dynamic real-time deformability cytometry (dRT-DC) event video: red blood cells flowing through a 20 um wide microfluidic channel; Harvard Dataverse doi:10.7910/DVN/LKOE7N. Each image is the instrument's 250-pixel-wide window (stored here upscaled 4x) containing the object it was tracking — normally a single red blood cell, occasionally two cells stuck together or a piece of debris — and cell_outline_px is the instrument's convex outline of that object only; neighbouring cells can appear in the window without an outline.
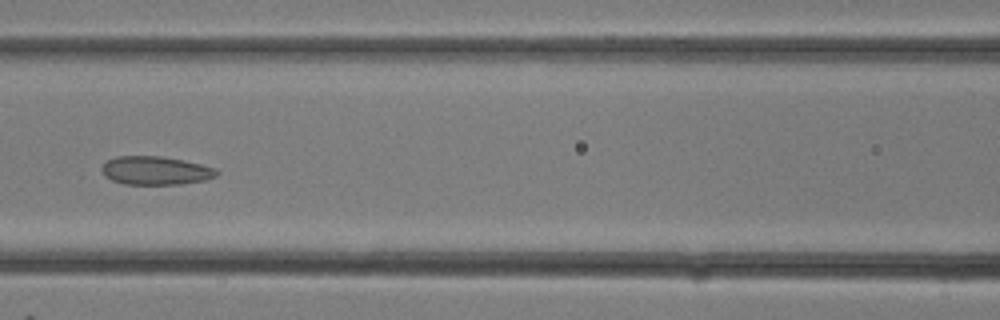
{"species": "common noctule bat (a hibernating species)", "species_latin": "Nyctalus noctula", "temperature_condition": "room temperature", "stored_images_in_passage": 28, "camera_frame_rate_fps": 3000, "um_per_image_px": 0.085, "animal": {"sex": "female"}, "frame": {"image": 1, "passage_image": 13, "time_ms": 4.0, "image_size_px": [1000, 320], "cell_outline_px": [[220, 172], [216, 176], [204, 180], [180, 184], [124, 184], [112, 180], [104, 176], [100, 168], [108, 160], [116, 156], [160, 156], [184, 160], [216, 168]], "centroid_in_image_um": [13.22, 14.49], "position_along_channel_um": 153.4, "area_um2": 19.07}}
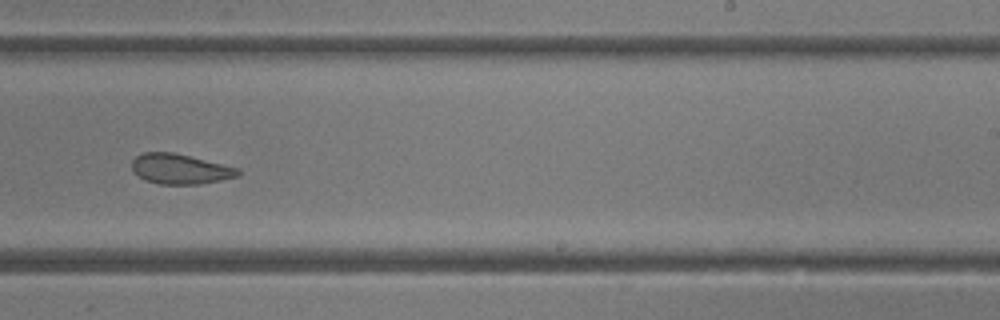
{"frame": {"image": 2, "passage_image": 18, "time_ms": 5.667, "image_size_px": [1000, 320], "cell_outline_px": [[240, 176], [200, 184], [156, 184], [144, 180], [132, 168], [132, 160], [136, 156], [144, 152], [172, 152], [240, 168]], "centroid_in_image_um": [15.32, 14.37], "position_along_channel_um": 273.7, "area_um2": 18.55}}
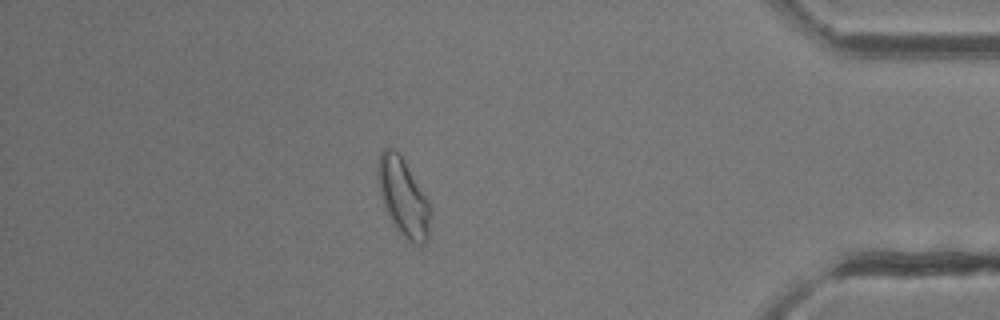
{"frame": {"image": 3, "passage_image": 25, "time_ms": 8.0, "image_size_px": [1000, 320], "cell_outline_px": [[428, 240], [420, 248], [408, 240], [392, 224], [384, 208], [380, 196], [376, 176], [376, 168], [380, 152], [384, 148], [392, 148], [404, 160], [428, 200]], "centroid_in_image_um": [34.22, 16.77], "position_along_channel_um": 401.0, "area_um2": 23.7}}